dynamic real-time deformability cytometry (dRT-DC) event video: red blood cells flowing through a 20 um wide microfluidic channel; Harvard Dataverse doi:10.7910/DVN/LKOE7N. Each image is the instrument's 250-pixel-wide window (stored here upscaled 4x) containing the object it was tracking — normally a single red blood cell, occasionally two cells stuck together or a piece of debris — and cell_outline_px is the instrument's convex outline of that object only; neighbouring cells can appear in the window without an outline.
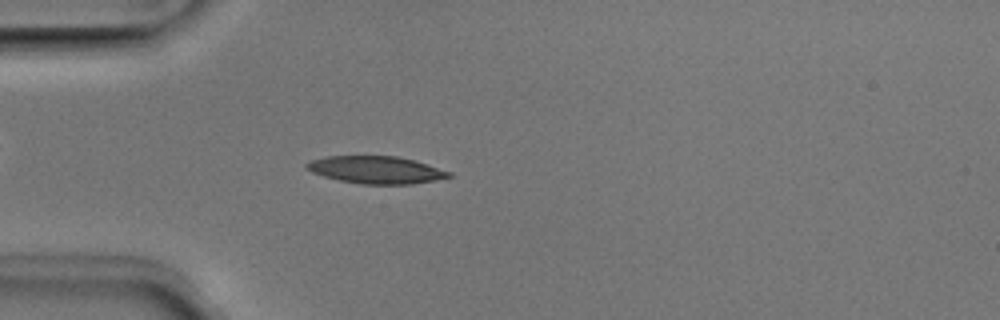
{"species": "Egyptian fruit bat (a non-hibernating species)", "species_latin": "Rousettus aegyptiacus", "temperature_condition": "room temperature", "stored_images_in_passage": 49, "camera_frame_rate_fps": 3000, "um_per_image_px": 0.085, "animal": {"sex": "male"}, "frame": {"image": 1, "passage_image": 13, "time_ms": 4.0, "image_size_px": [1000, 320], "cell_outline_px": [[452, 176], [412, 184], [360, 184], [340, 180], [324, 176], [312, 172], [304, 168], [304, 164], [312, 160], [324, 156], [396, 156], [412, 160], [452, 172]], "centroid_in_image_um": [31.91, 14.43], "position_along_channel_um": 53.1, "area_um2": 22.48}}
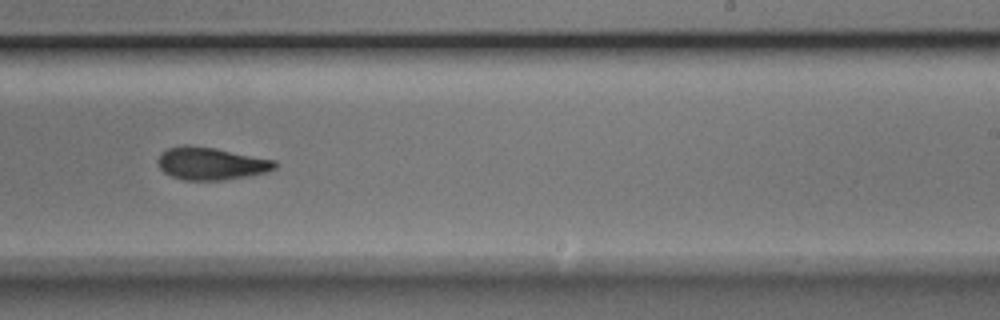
{"frame": {"image": 2, "passage_image": 30, "time_ms": 9.667, "image_size_px": [1000, 320], "cell_outline_px": [[280, 164], [276, 168], [268, 172], [248, 176], [224, 180], [184, 180], [172, 176], [164, 172], [160, 168], [156, 160], [160, 152], [168, 148], [184, 144], [188, 144], [216, 148], [276, 160]], "centroid_in_image_um": [17.95, 13.89], "position_along_channel_um": 271.0, "area_um2": 22.6}}
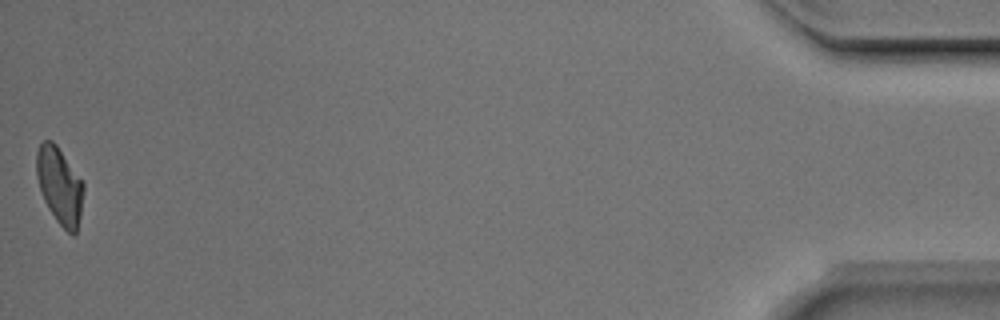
{"frame": {"image": 3, "passage_image": 49, "time_ms": 16.0, "image_size_px": [1000, 320], "cell_outline_px": [[84, 188], [80, 216], [76, 232], [72, 236], [56, 220], [48, 208], [44, 200], [36, 176], [36, 152], [40, 144], [44, 140], [52, 140], [56, 144], [84, 184]], "centroid_in_image_um": [5.05, 15.77], "position_along_channel_um": 430.1, "area_um2": 20.81}, "authors_computed_cell_mechanics": {"area_um2": 22.1374, "velocity_mm_per_s": 4.024, "shape_relaxation_time_tau1_ms": 2.1228, "shape_relaxation_time_tau2_ms": 2.3303, "deformation_change_tau1": 0.1423, "deformation_change_tau2": 0.0962}}